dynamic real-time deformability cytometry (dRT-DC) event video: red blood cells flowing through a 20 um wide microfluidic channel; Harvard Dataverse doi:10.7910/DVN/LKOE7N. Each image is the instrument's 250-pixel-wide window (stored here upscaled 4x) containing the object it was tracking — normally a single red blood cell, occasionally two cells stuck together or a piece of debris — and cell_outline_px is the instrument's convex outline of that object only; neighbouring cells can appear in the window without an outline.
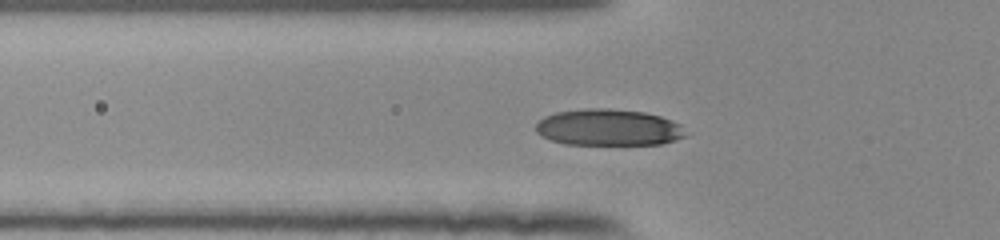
{"species": "human", "species_latin": "Homo sapiens", "temperature_condition": "room temperature", "stored_images_in_passage": 42, "camera_frame_rate_fps": 3000, "um_per_image_px": 0.085, "donor": {"sex": "female"}, "frame": {"image": 1, "passage_image": 6, "time_ms": 1.667, "image_size_px": [1000, 240], "cell_outline_px": [[684, 136], [676, 140], [660, 144], [564, 144], [552, 140], [536, 132], [536, 124], [544, 116], [556, 112], [588, 108], [608, 108], [644, 112], [660, 116], [672, 120], [680, 124]], "centroid_in_image_um": [51.7, 10.82], "position_along_channel_um": 74.1, "area_um2": 31.62}}
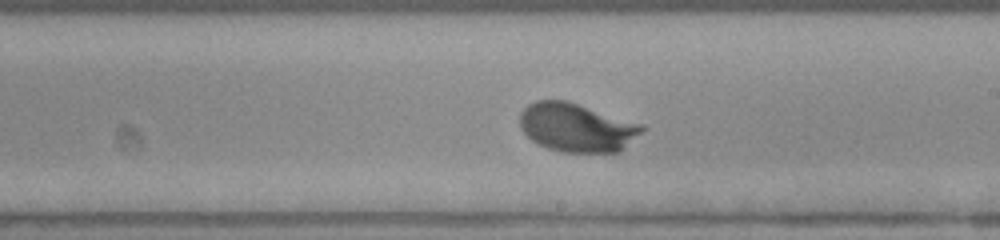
{"frame": {"image": 2, "passage_image": 19, "time_ms": 6.0, "image_size_px": [1000, 240], "cell_outline_px": [[648, 128], [620, 152], [560, 152], [536, 144], [520, 128], [520, 112], [528, 104], [536, 100], [568, 100], [644, 124]], "centroid_in_image_um": [49.06, 10.83], "position_along_channel_um": 239.9, "area_um2": 35.2}}
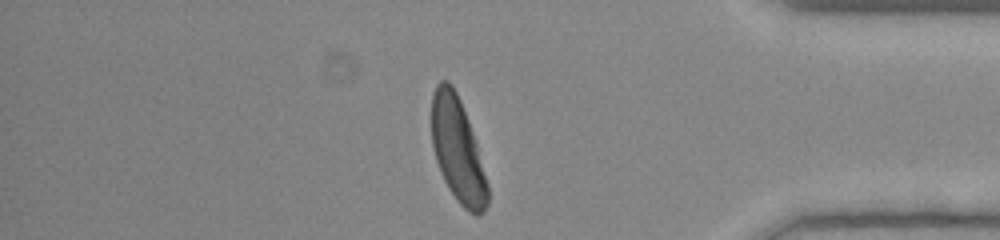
{"frame": {"image": 3, "passage_image": 33, "time_ms": 10.667, "image_size_px": [1000, 240], "cell_outline_px": [[488, 204], [484, 212], [480, 216], [476, 216], [468, 212], [456, 200], [448, 188], [440, 172], [432, 148], [432, 92], [436, 84], [440, 80], [448, 80], [452, 84], [460, 100], [468, 120], [476, 144], [488, 184]], "centroid_in_image_um": [38.89, 12.78], "position_along_channel_um": 396.3, "area_um2": 34.1}, "authors_computed_cell_mechanics": {"area_um2": 34.1887, "velocity_mm_per_s": 3.8431, "shape_relaxation_time_tau1_ms": 1.9512, "shape_relaxation_time_tau2_ms": null, "deformation_change_tau1": 0.1306, "deformation_change_tau2": null}}